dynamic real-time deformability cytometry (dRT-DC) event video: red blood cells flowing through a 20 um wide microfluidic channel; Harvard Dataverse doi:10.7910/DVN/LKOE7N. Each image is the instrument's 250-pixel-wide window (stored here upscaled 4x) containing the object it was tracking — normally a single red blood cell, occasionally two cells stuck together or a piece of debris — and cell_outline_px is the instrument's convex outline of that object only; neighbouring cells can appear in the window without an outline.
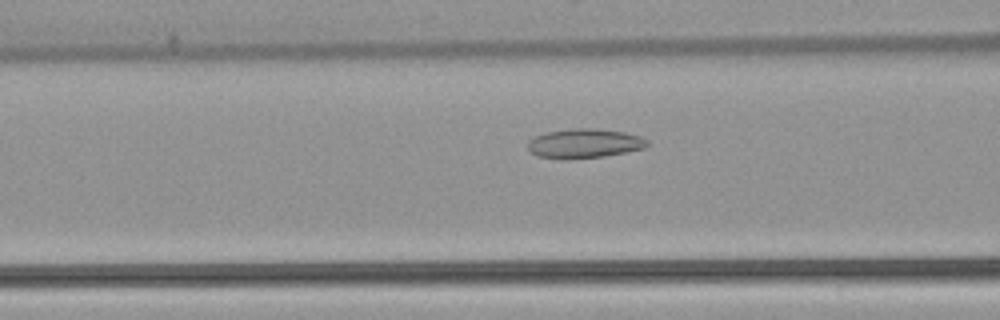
{"species": "common noctule bat (a hibernating species)", "species_latin": "Nyctalus noctula", "temperature_condition": "warm", "stored_images_in_passage": 39, "camera_frame_rate_fps": 3000, "um_per_image_px": 0.085, "animal": {"sex": "female", "body_mass_g": 22.7, "forearm_length_mm": 54.2}, "frame": {"image": 1, "passage_image": 13, "time_ms": 4.0, "image_size_px": [1000, 320], "cell_outline_px": [[648, 144], [644, 148], [604, 156], [568, 160], [564, 160], [536, 156], [528, 148], [528, 140], [536, 136], [548, 132], [576, 128], [596, 128], [624, 132], [640, 136], [648, 140]], "centroid_in_image_um": [49.65, 12.2], "position_along_channel_um": 116.9, "area_um2": 20.46}}
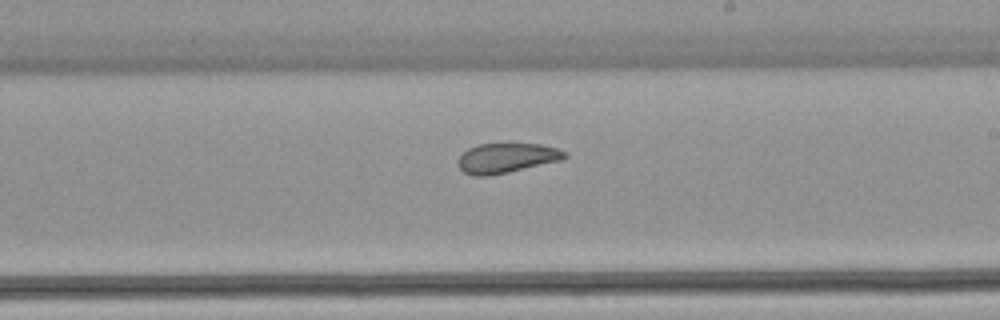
{"frame": {"image": 2, "passage_image": 23, "time_ms": 7.333, "image_size_px": [1000, 320], "cell_outline_px": [[568, 156], [560, 160], [508, 172], [488, 176], [472, 176], [464, 172], [460, 168], [456, 160], [468, 148], [480, 144], [540, 144], [556, 148], [564, 152]], "centroid_in_image_um": [43.0, 13.44], "position_along_channel_um": 246.0, "area_um2": 18.26}}
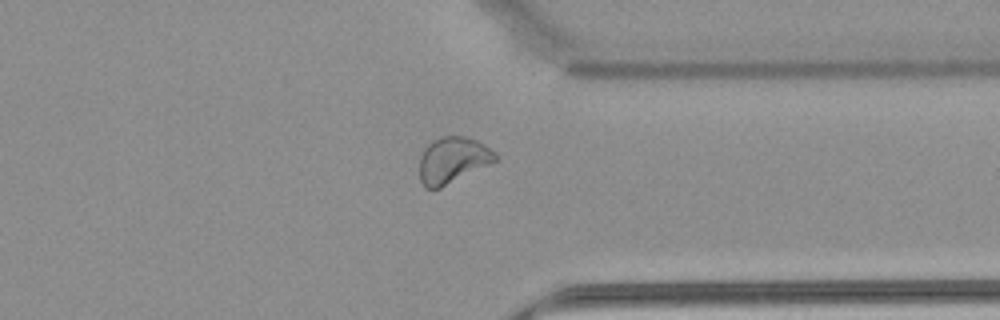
{"frame": {"image": 3, "passage_image": 33, "time_ms": 10.667, "image_size_px": [1000, 320], "cell_outline_px": [[500, 156], [496, 160], [440, 188], [424, 188], [420, 180], [420, 156], [424, 148], [432, 140], [440, 136], [464, 136], [476, 140], [496, 152]], "centroid_in_image_um": [38.46, 13.59], "position_along_channel_um": 372.9, "area_um2": 20.23}, "authors_computed_cell_mechanics": {"area_um2": 20.23, "velocity_mm_per_s": 3.8824, "shape_relaxation_time_tau1_ms": null, "shape_relaxation_time_tau2_ms": 2.359, "deformation_change_tau1": null, "deformation_change_tau2": 0.0805}}